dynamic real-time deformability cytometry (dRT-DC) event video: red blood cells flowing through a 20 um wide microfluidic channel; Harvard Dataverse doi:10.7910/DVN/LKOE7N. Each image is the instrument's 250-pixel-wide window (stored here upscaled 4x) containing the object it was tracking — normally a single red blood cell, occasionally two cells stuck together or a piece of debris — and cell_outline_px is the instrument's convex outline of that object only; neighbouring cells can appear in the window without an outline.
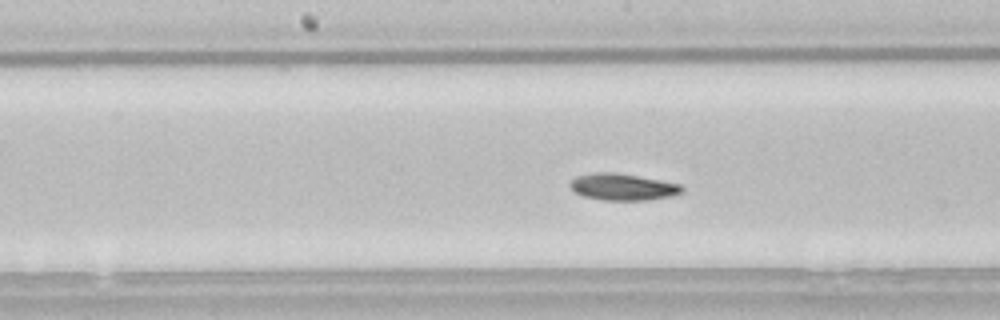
{"species": "common noctule bat (a hibernating species)", "species_latin": "Nyctalus noctula", "temperature_condition": "room temperature", "stored_images_in_passage": 41, "camera_frame_rate_fps": 3000, "um_per_image_px": 0.085, "animal": {"sex": "male", "body_mass_g": 21.5, "forearm_length_mm": 52.0}, "frame": {"image": 1, "passage_image": 24, "time_ms": 7.667, "image_size_px": [1000, 320], "cell_outline_px": [[684, 192], [672, 196], [648, 200], [604, 200], [580, 196], [572, 192], [568, 184], [576, 176], [596, 172], [612, 172], [660, 180], [680, 184], [684, 188]], "centroid_in_image_um": [52.9, 15.9], "position_along_channel_um": 195.3, "area_um2": 17.57}, "authors_computed_cell_mechanics": {"area_um2": 17.4556, "velocity_mm_per_s": 3.7821, "shape_relaxation_time_tau1_ms": 3.8619, "shape_relaxation_time_tau2_ms": null, "deformation_change_tau1": 0.12, "deformation_change_tau2": null}}